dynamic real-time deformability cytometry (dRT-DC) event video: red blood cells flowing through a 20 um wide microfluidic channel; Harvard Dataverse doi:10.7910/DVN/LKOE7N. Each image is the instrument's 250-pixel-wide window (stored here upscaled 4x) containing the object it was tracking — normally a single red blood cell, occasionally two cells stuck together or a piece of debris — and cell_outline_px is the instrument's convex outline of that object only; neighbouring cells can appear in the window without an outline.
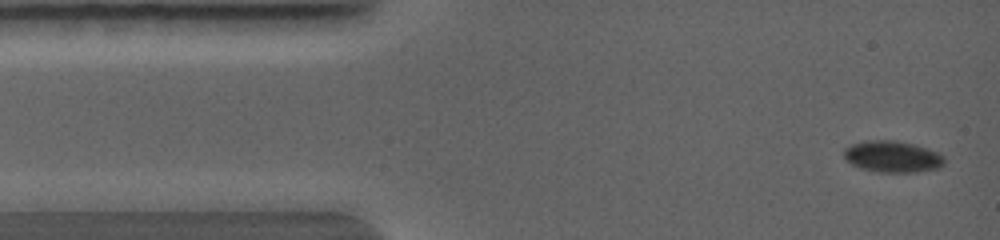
{"species": "common noctule bat (a hibernating species)", "species_latin": "Nyctalus noctula", "temperature_condition": "warm", "stored_images_in_passage": 25, "camera_frame_rate_fps": 5000, "um_per_image_px": 0.085, "animal": {"sex": "female", "body_mass_g": 19.0, "forearm_length_mm": 56.7}, "frame": {"image": 1, "passage_image": 1, "time_ms": 0.0, "image_size_px": [1000, 240], "cell_outline_px": [[940, 160], [936, 164], [904, 168], [888, 168], [860, 164], [852, 160], [848, 156], [848, 152], [852, 148], [864, 144], [896, 144], [912, 148], [936, 156]], "centroid_in_image_um": [75.73, 13.28], "position_along_channel_um": 9.3, "area_um2": 11.91}}
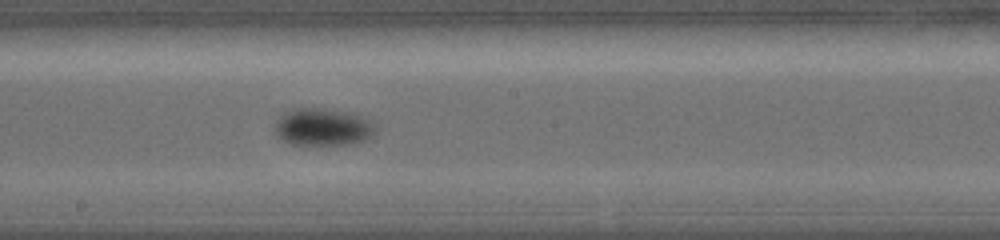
{"frame": {"image": 2, "passage_image": 12, "time_ms": 5.2, "image_size_px": [1000, 240], "cell_outline_px": [[368, 132], [360, 140], [352, 144], [292, 144], [280, 136], [280, 120], [292, 108], [320, 108], [352, 112], [368, 128]], "centroid_in_image_um": [27.33, 10.78], "position_along_channel_um": 220.9, "area_um2": 19.59}}
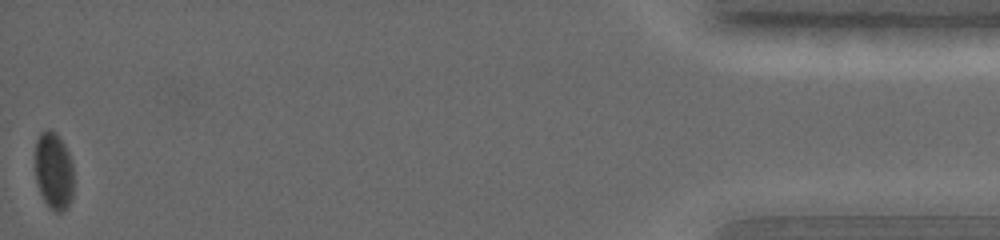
{"frame": {"image": 3, "passage_image": 25, "time_ms": 11.2, "image_size_px": [1000, 240], "cell_outline_px": [[68, 196], [64, 204], [56, 208], [48, 200], [40, 184], [36, 168], [36, 148], [40, 136], [44, 132], [48, 132], [60, 144], [68, 160]], "centroid_in_image_um": [4.45, 14.41], "position_along_channel_um": 430.7, "area_um2": 13.12}}